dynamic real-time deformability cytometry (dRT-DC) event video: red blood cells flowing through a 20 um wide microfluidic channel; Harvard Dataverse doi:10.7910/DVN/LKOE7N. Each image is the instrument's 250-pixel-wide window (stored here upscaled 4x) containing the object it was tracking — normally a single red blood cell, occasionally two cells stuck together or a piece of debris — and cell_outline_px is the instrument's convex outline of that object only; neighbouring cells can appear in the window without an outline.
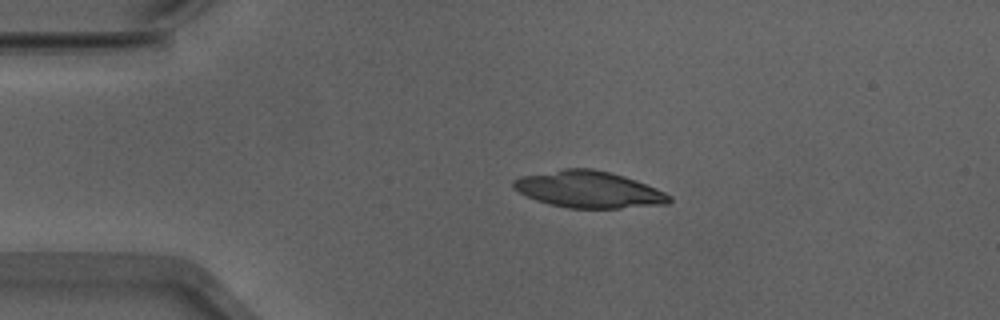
{"species": "Egyptian fruit bat (a non-hibernating species)", "species_latin": "Rousettus aegyptiacus", "temperature_condition": "warm", "stored_images_in_passage": 42, "camera_frame_rate_fps": 3000, "um_per_image_px": 0.085, "animal": {"sex": "male"}, "frame": {"image": 1, "passage_image": 1, "time_ms": 0.0, "image_size_px": [1000, 320], "cell_outline_px": [[672, 200], [668, 204], [620, 208], [568, 208], [548, 204], [536, 200], [512, 188], [512, 180], [520, 176], [564, 168], [592, 168], [624, 176], [636, 180], [656, 188], [672, 196]], "centroid_in_image_um": [50.03, 16.1], "position_along_channel_um": 35.0, "area_um2": 33.41}}
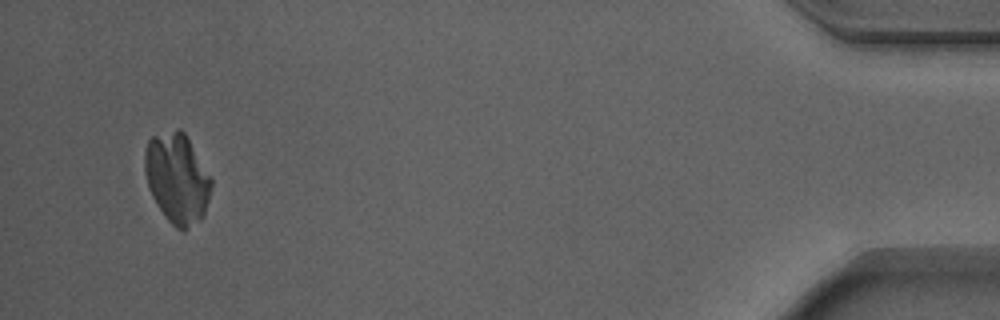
{"frame": {"image": 2, "passage_image": 40, "time_ms": 13.0, "image_size_px": [1000, 320], "cell_outline_px": [[212, 184], [208, 200], [204, 212], [200, 220], [184, 232], [176, 228], [168, 220], [152, 196], [144, 172], [144, 152], [148, 140], [152, 136], [176, 128], [180, 128], [184, 132], [212, 180]], "centroid_in_image_um": [15.03, 15.15], "position_along_channel_um": 420.2, "area_um2": 34.68}}